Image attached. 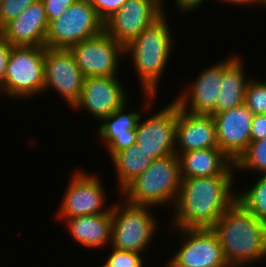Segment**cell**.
<instances>
[{
    "label": "cell",
    "instance_id": "cell-7",
    "mask_svg": "<svg viewBox=\"0 0 266 267\" xmlns=\"http://www.w3.org/2000/svg\"><path fill=\"white\" fill-rule=\"evenodd\" d=\"M104 30V22L98 16L90 0H77L58 18L49 21L45 38L46 48L70 49L85 39Z\"/></svg>",
    "mask_w": 266,
    "mask_h": 267
},
{
    "label": "cell",
    "instance_id": "cell-25",
    "mask_svg": "<svg viewBox=\"0 0 266 267\" xmlns=\"http://www.w3.org/2000/svg\"><path fill=\"white\" fill-rule=\"evenodd\" d=\"M235 170H249L266 175V138L251 141L245 152L234 163Z\"/></svg>",
    "mask_w": 266,
    "mask_h": 267
},
{
    "label": "cell",
    "instance_id": "cell-27",
    "mask_svg": "<svg viewBox=\"0 0 266 267\" xmlns=\"http://www.w3.org/2000/svg\"><path fill=\"white\" fill-rule=\"evenodd\" d=\"M36 0H2L0 3V30L14 18H17Z\"/></svg>",
    "mask_w": 266,
    "mask_h": 267
},
{
    "label": "cell",
    "instance_id": "cell-15",
    "mask_svg": "<svg viewBox=\"0 0 266 267\" xmlns=\"http://www.w3.org/2000/svg\"><path fill=\"white\" fill-rule=\"evenodd\" d=\"M118 77H85L82 93L73 109H85L101 121L127 103L126 92Z\"/></svg>",
    "mask_w": 266,
    "mask_h": 267
},
{
    "label": "cell",
    "instance_id": "cell-6",
    "mask_svg": "<svg viewBox=\"0 0 266 267\" xmlns=\"http://www.w3.org/2000/svg\"><path fill=\"white\" fill-rule=\"evenodd\" d=\"M149 209L150 206L134 205L126 201L123 205L118 202L112 204L110 246L118 250L142 253L150 245L158 228V221Z\"/></svg>",
    "mask_w": 266,
    "mask_h": 267
},
{
    "label": "cell",
    "instance_id": "cell-16",
    "mask_svg": "<svg viewBox=\"0 0 266 267\" xmlns=\"http://www.w3.org/2000/svg\"><path fill=\"white\" fill-rule=\"evenodd\" d=\"M222 78L223 61H220L204 68L195 82L178 95L175 102L189 113L211 115L216 107Z\"/></svg>",
    "mask_w": 266,
    "mask_h": 267
},
{
    "label": "cell",
    "instance_id": "cell-12",
    "mask_svg": "<svg viewBox=\"0 0 266 267\" xmlns=\"http://www.w3.org/2000/svg\"><path fill=\"white\" fill-rule=\"evenodd\" d=\"M84 78L70 49L45 47L44 92L54 88L73 107L82 93Z\"/></svg>",
    "mask_w": 266,
    "mask_h": 267
},
{
    "label": "cell",
    "instance_id": "cell-1",
    "mask_svg": "<svg viewBox=\"0 0 266 267\" xmlns=\"http://www.w3.org/2000/svg\"><path fill=\"white\" fill-rule=\"evenodd\" d=\"M234 175L182 178L173 210V228H213L237 200ZM233 192V193H232Z\"/></svg>",
    "mask_w": 266,
    "mask_h": 267
},
{
    "label": "cell",
    "instance_id": "cell-32",
    "mask_svg": "<svg viewBox=\"0 0 266 267\" xmlns=\"http://www.w3.org/2000/svg\"><path fill=\"white\" fill-rule=\"evenodd\" d=\"M12 46L1 34H0V86L4 82L5 72L8 66L9 58L12 51Z\"/></svg>",
    "mask_w": 266,
    "mask_h": 267
},
{
    "label": "cell",
    "instance_id": "cell-14",
    "mask_svg": "<svg viewBox=\"0 0 266 267\" xmlns=\"http://www.w3.org/2000/svg\"><path fill=\"white\" fill-rule=\"evenodd\" d=\"M211 115L215 122L218 148L235 163L251 142L253 114L243 103Z\"/></svg>",
    "mask_w": 266,
    "mask_h": 267
},
{
    "label": "cell",
    "instance_id": "cell-9",
    "mask_svg": "<svg viewBox=\"0 0 266 267\" xmlns=\"http://www.w3.org/2000/svg\"><path fill=\"white\" fill-rule=\"evenodd\" d=\"M185 242L166 267H230L212 228H175Z\"/></svg>",
    "mask_w": 266,
    "mask_h": 267
},
{
    "label": "cell",
    "instance_id": "cell-28",
    "mask_svg": "<svg viewBox=\"0 0 266 267\" xmlns=\"http://www.w3.org/2000/svg\"><path fill=\"white\" fill-rule=\"evenodd\" d=\"M112 249V253L106 260L111 267H143L141 253Z\"/></svg>",
    "mask_w": 266,
    "mask_h": 267
},
{
    "label": "cell",
    "instance_id": "cell-4",
    "mask_svg": "<svg viewBox=\"0 0 266 267\" xmlns=\"http://www.w3.org/2000/svg\"><path fill=\"white\" fill-rule=\"evenodd\" d=\"M180 160L177 154L154 159L151 165L122 191L125 201L134 205L154 207L173 202L181 185Z\"/></svg>",
    "mask_w": 266,
    "mask_h": 267
},
{
    "label": "cell",
    "instance_id": "cell-5",
    "mask_svg": "<svg viewBox=\"0 0 266 267\" xmlns=\"http://www.w3.org/2000/svg\"><path fill=\"white\" fill-rule=\"evenodd\" d=\"M45 47L12 46L0 94L19 99L44 92Z\"/></svg>",
    "mask_w": 266,
    "mask_h": 267
},
{
    "label": "cell",
    "instance_id": "cell-31",
    "mask_svg": "<svg viewBox=\"0 0 266 267\" xmlns=\"http://www.w3.org/2000/svg\"><path fill=\"white\" fill-rule=\"evenodd\" d=\"M266 138V114L253 115L251 121V141Z\"/></svg>",
    "mask_w": 266,
    "mask_h": 267
},
{
    "label": "cell",
    "instance_id": "cell-21",
    "mask_svg": "<svg viewBox=\"0 0 266 267\" xmlns=\"http://www.w3.org/2000/svg\"><path fill=\"white\" fill-rule=\"evenodd\" d=\"M59 219L65 220L69 232L80 245L101 248L111 242L112 211Z\"/></svg>",
    "mask_w": 266,
    "mask_h": 267
},
{
    "label": "cell",
    "instance_id": "cell-23",
    "mask_svg": "<svg viewBox=\"0 0 266 267\" xmlns=\"http://www.w3.org/2000/svg\"><path fill=\"white\" fill-rule=\"evenodd\" d=\"M116 169L120 192L137 176L144 172L153 162L154 158L137 143L119 151L112 158Z\"/></svg>",
    "mask_w": 266,
    "mask_h": 267
},
{
    "label": "cell",
    "instance_id": "cell-20",
    "mask_svg": "<svg viewBox=\"0 0 266 267\" xmlns=\"http://www.w3.org/2000/svg\"><path fill=\"white\" fill-rule=\"evenodd\" d=\"M176 154L180 160L181 178L233 175L235 173L233 161L219 148H206Z\"/></svg>",
    "mask_w": 266,
    "mask_h": 267
},
{
    "label": "cell",
    "instance_id": "cell-10",
    "mask_svg": "<svg viewBox=\"0 0 266 267\" xmlns=\"http://www.w3.org/2000/svg\"><path fill=\"white\" fill-rule=\"evenodd\" d=\"M162 2V0H127L104 22V31L125 47L164 12Z\"/></svg>",
    "mask_w": 266,
    "mask_h": 267
},
{
    "label": "cell",
    "instance_id": "cell-24",
    "mask_svg": "<svg viewBox=\"0 0 266 267\" xmlns=\"http://www.w3.org/2000/svg\"><path fill=\"white\" fill-rule=\"evenodd\" d=\"M256 183L237 194V201L258 220L266 223V175H261Z\"/></svg>",
    "mask_w": 266,
    "mask_h": 267
},
{
    "label": "cell",
    "instance_id": "cell-19",
    "mask_svg": "<svg viewBox=\"0 0 266 267\" xmlns=\"http://www.w3.org/2000/svg\"><path fill=\"white\" fill-rule=\"evenodd\" d=\"M126 106L127 103L103 118L98 129L111 158L137 142L136 126L141 115L136 111L125 113Z\"/></svg>",
    "mask_w": 266,
    "mask_h": 267
},
{
    "label": "cell",
    "instance_id": "cell-26",
    "mask_svg": "<svg viewBox=\"0 0 266 267\" xmlns=\"http://www.w3.org/2000/svg\"><path fill=\"white\" fill-rule=\"evenodd\" d=\"M244 103L256 114H266V81L250 79L244 97Z\"/></svg>",
    "mask_w": 266,
    "mask_h": 267
},
{
    "label": "cell",
    "instance_id": "cell-34",
    "mask_svg": "<svg viewBox=\"0 0 266 267\" xmlns=\"http://www.w3.org/2000/svg\"><path fill=\"white\" fill-rule=\"evenodd\" d=\"M224 1L225 2H227L228 4L229 3H233V4H237V5H246L247 6V4L249 5H251V4H257V5H262V6H266V0H223L222 2L224 3Z\"/></svg>",
    "mask_w": 266,
    "mask_h": 267
},
{
    "label": "cell",
    "instance_id": "cell-3",
    "mask_svg": "<svg viewBox=\"0 0 266 267\" xmlns=\"http://www.w3.org/2000/svg\"><path fill=\"white\" fill-rule=\"evenodd\" d=\"M163 12L149 24L143 32L124 47L125 54L132 55L134 68L141 82L145 95V108L156 99L157 86L166 68L171 53L173 39L171 29ZM152 100V101H151Z\"/></svg>",
    "mask_w": 266,
    "mask_h": 267
},
{
    "label": "cell",
    "instance_id": "cell-33",
    "mask_svg": "<svg viewBox=\"0 0 266 267\" xmlns=\"http://www.w3.org/2000/svg\"><path fill=\"white\" fill-rule=\"evenodd\" d=\"M204 0H175L176 5L178 8L183 12H191V10L195 11L196 8H198Z\"/></svg>",
    "mask_w": 266,
    "mask_h": 267
},
{
    "label": "cell",
    "instance_id": "cell-35",
    "mask_svg": "<svg viewBox=\"0 0 266 267\" xmlns=\"http://www.w3.org/2000/svg\"><path fill=\"white\" fill-rule=\"evenodd\" d=\"M100 267H111L107 262H105L102 266Z\"/></svg>",
    "mask_w": 266,
    "mask_h": 267
},
{
    "label": "cell",
    "instance_id": "cell-11",
    "mask_svg": "<svg viewBox=\"0 0 266 267\" xmlns=\"http://www.w3.org/2000/svg\"><path fill=\"white\" fill-rule=\"evenodd\" d=\"M178 104L173 101L153 116L140 122L136 126L137 144L154 159L176 154V123Z\"/></svg>",
    "mask_w": 266,
    "mask_h": 267
},
{
    "label": "cell",
    "instance_id": "cell-30",
    "mask_svg": "<svg viewBox=\"0 0 266 267\" xmlns=\"http://www.w3.org/2000/svg\"><path fill=\"white\" fill-rule=\"evenodd\" d=\"M77 0H42L48 21L58 18L70 5Z\"/></svg>",
    "mask_w": 266,
    "mask_h": 267
},
{
    "label": "cell",
    "instance_id": "cell-18",
    "mask_svg": "<svg viewBox=\"0 0 266 267\" xmlns=\"http://www.w3.org/2000/svg\"><path fill=\"white\" fill-rule=\"evenodd\" d=\"M206 148H218L212 115L189 113L178 106L176 153Z\"/></svg>",
    "mask_w": 266,
    "mask_h": 267
},
{
    "label": "cell",
    "instance_id": "cell-2",
    "mask_svg": "<svg viewBox=\"0 0 266 267\" xmlns=\"http://www.w3.org/2000/svg\"><path fill=\"white\" fill-rule=\"evenodd\" d=\"M212 229L219 237L230 267H245L266 257V223L258 220L237 200Z\"/></svg>",
    "mask_w": 266,
    "mask_h": 267
},
{
    "label": "cell",
    "instance_id": "cell-13",
    "mask_svg": "<svg viewBox=\"0 0 266 267\" xmlns=\"http://www.w3.org/2000/svg\"><path fill=\"white\" fill-rule=\"evenodd\" d=\"M76 173V174H75ZM73 173L65 195L62 199L58 216L71 218L79 215H98L111 211L103 209L106 202L105 192L98 177L80 170Z\"/></svg>",
    "mask_w": 266,
    "mask_h": 267
},
{
    "label": "cell",
    "instance_id": "cell-29",
    "mask_svg": "<svg viewBox=\"0 0 266 267\" xmlns=\"http://www.w3.org/2000/svg\"><path fill=\"white\" fill-rule=\"evenodd\" d=\"M127 0H90L100 19L105 22L117 12Z\"/></svg>",
    "mask_w": 266,
    "mask_h": 267
},
{
    "label": "cell",
    "instance_id": "cell-17",
    "mask_svg": "<svg viewBox=\"0 0 266 267\" xmlns=\"http://www.w3.org/2000/svg\"><path fill=\"white\" fill-rule=\"evenodd\" d=\"M49 21L42 0H36L7 23L0 34L13 46L45 47Z\"/></svg>",
    "mask_w": 266,
    "mask_h": 267
},
{
    "label": "cell",
    "instance_id": "cell-22",
    "mask_svg": "<svg viewBox=\"0 0 266 267\" xmlns=\"http://www.w3.org/2000/svg\"><path fill=\"white\" fill-rule=\"evenodd\" d=\"M241 61L237 55L223 60L220 93L212 114L221 113L244 103L246 88L251 78L245 79V70Z\"/></svg>",
    "mask_w": 266,
    "mask_h": 267
},
{
    "label": "cell",
    "instance_id": "cell-8",
    "mask_svg": "<svg viewBox=\"0 0 266 267\" xmlns=\"http://www.w3.org/2000/svg\"><path fill=\"white\" fill-rule=\"evenodd\" d=\"M84 77L117 76L119 58L125 55L124 46L104 30L70 48Z\"/></svg>",
    "mask_w": 266,
    "mask_h": 267
}]
</instances>
